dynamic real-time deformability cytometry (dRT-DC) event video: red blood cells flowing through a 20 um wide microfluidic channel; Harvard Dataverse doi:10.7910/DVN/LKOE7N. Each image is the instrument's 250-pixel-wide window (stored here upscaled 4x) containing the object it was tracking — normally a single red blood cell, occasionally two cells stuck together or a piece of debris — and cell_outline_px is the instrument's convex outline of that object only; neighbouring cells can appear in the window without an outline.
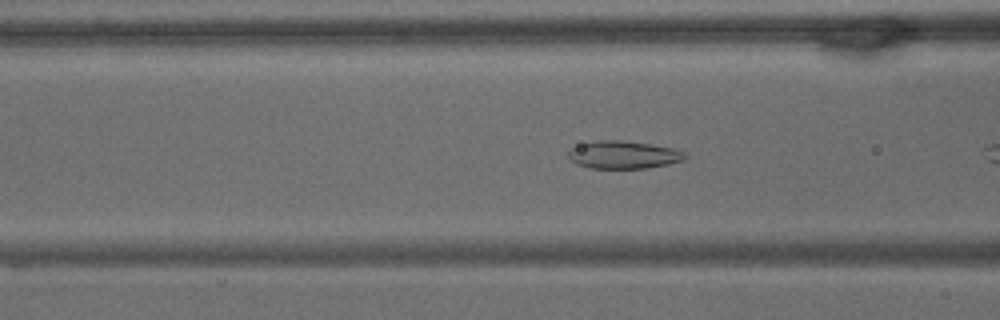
{"species": "common noctule bat (a hibernating species)", "species_latin": "Nyctalus noctula", "temperature_condition": "warm", "stored_images_in_passage": 9, "camera_frame_rate_fps": 3000, "um_per_image_px": 0.085, "animal": {"sex": "male", "body_mass_g": 15.6}, "frame": {"image": 1, "passage_image": 7, "time_ms": 2.0, "image_size_px": [1000, 320], "cell_outline_px": [[688, 156], [684, 160], [668, 164], [648, 168], [588, 168], [576, 164], [568, 156], [568, 152], [572, 148], [580, 144], [600, 140], [620, 140], [652, 144], [672, 148], [684, 152]], "centroid_in_image_um": [53.01, 13.16], "position_along_channel_um": 113.6, "area_um2": 18.84}}